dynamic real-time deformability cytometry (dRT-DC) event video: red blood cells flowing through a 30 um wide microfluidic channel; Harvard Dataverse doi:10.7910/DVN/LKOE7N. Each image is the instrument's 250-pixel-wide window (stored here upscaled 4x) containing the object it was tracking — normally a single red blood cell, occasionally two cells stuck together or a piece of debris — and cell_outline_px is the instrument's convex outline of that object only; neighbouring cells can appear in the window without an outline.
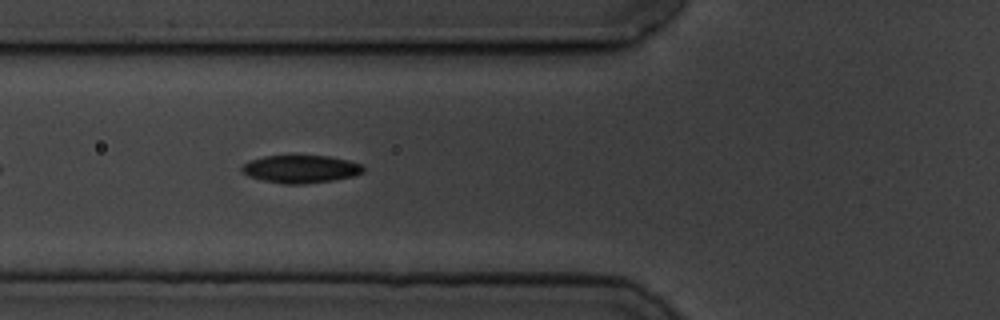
{"species": "common noctule bat (a hibernating species)", "species_latin": "Nyctalus noctula", "temperature_condition": "cold", "stored_images_in_passage": 41, "camera_frame_rate_fps": 3000, "um_per_image_px": 0.085, "animal": {"sex": "male", "body_mass_g": 19.5, "forearm_length_mm": 54.6}, "frame": {"image": 1, "passage_image": 4, "time_ms": 1.0, "image_size_px": [1000, 320], "cell_outline_px": [[364, 172], [356, 176], [332, 180], [304, 184], [284, 184], [264, 180], [248, 176], [240, 168], [248, 160], [264, 156], [292, 152], [328, 156], [348, 160], [364, 164]], "centroid_in_image_um": [25.58, 14.31], "position_along_channel_um": 100.2, "area_um2": 20.63}}
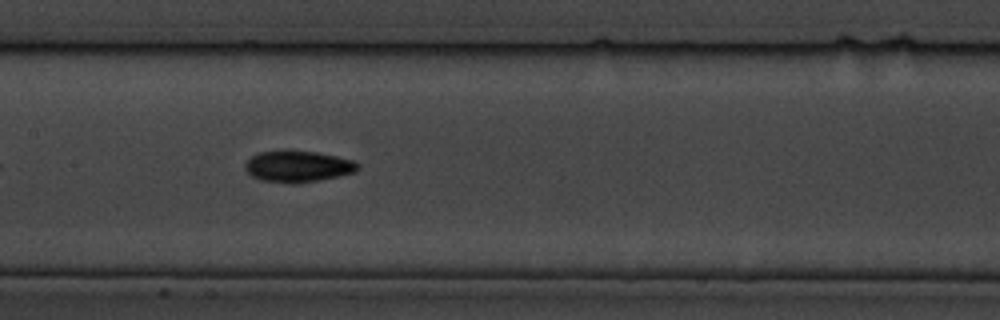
{"frame": {"image": 2, "passage_image": 11, "time_ms": 3.333, "image_size_px": [1000, 320], "cell_outline_px": [[360, 168], [356, 172], [340, 176], [320, 180], [292, 184], [288, 184], [260, 180], [252, 176], [244, 168], [244, 164], [252, 156], [260, 152], [316, 152], [336, 156], [352, 160], [360, 164]], "centroid_in_image_um": [25.35, 14.18], "position_along_channel_um": 182.0, "area_um2": 20.4}}
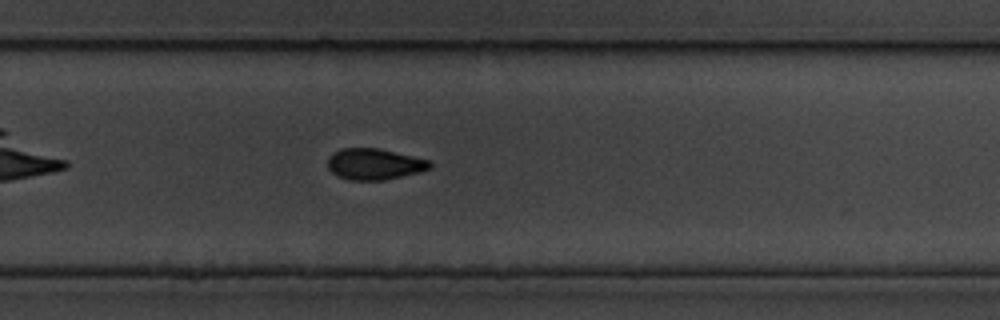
{"frame": {"image": 3, "passage_image": 21, "time_ms": 6.667, "image_size_px": [1000, 320], "cell_outline_px": [[432, 168], [420, 172], [384, 180], [348, 180], [336, 176], [328, 168], [328, 156], [332, 152], [340, 148], [380, 148], [428, 160], [432, 164]], "centroid_in_image_um": [31.79, 13.95], "position_along_channel_um": 298.0, "area_um2": 18.73}, "authors_computed_cell_mechanics": {"area_um2": 18.8428, "velocity_mm_per_s": 3.4872, "shape_relaxation_time_tau1_ms": 3.589, "shape_relaxation_time_tau2_ms": 7.812, "deformation_change_tau1": 0.1095, "deformation_change_tau2": 0.1293}}